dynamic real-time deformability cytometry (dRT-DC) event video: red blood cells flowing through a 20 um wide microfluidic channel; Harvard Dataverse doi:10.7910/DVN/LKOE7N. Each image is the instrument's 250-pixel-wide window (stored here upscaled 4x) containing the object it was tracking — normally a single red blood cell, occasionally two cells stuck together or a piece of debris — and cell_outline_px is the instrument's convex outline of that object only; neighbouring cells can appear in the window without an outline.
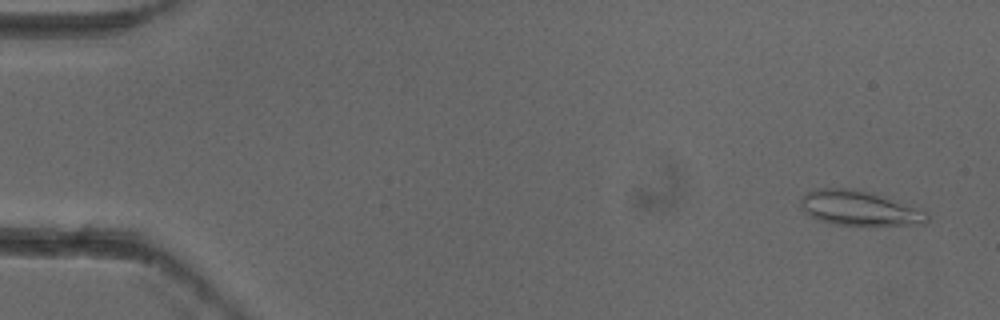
{"species": "common noctule bat (a hibernating species)", "species_latin": "Nyctalus noctula", "temperature_condition": "cold", "stored_images_in_passage": 6, "camera_frame_rate_fps": 3000, "um_per_image_px": 0.085, "animal": {"sex": "female"}, "frame": {"image": 1, "passage_image": 6, "time_ms": 1.667, "image_size_px": [1000, 320], "cell_outline_px": [[928, 220], [924, 224], [836, 224], [820, 220], [804, 212], [800, 204], [800, 200], [808, 192], [820, 188], [848, 188], [868, 192], [924, 212], [928, 216]], "centroid_in_image_um": [72.93, 17.69], "position_along_channel_um": 12.1, "area_um2": 24.28}}